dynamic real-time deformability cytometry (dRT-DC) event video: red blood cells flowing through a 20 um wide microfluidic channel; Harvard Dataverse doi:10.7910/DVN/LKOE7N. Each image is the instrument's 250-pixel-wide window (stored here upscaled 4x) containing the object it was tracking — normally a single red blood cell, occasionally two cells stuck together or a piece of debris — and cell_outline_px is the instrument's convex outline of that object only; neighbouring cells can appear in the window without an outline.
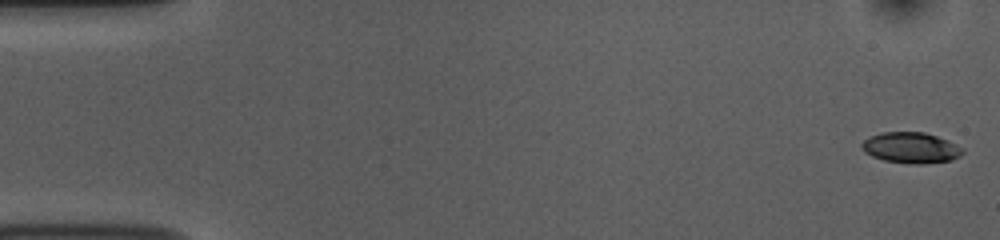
{"species": "common noctule bat (a hibernating species)", "species_latin": "Nyctalus noctula", "temperature_condition": "room temperature", "stored_images_in_passage": 53, "camera_frame_rate_fps": 3000, "um_per_image_px": 0.085, "animal": {"sex": "female", "body_mass_g": 10.0, "forearm_length_mm": 53.1}, "frame": {"image": 1, "passage_image": 1, "time_ms": 0.0, "image_size_px": [1000, 240], "cell_outline_px": [[964, 152], [960, 156], [952, 160], [920, 164], [912, 164], [884, 160], [872, 156], [864, 152], [860, 148], [860, 144], [868, 136], [880, 132], [924, 132], [948, 140], [964, 148]], "centroid_in_image_um": [77.41, 12.55], "position_along_channel_um": 7.6, "area_um2": 18.32}}
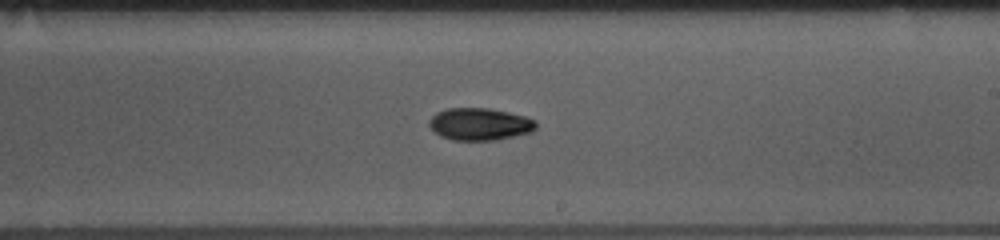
{"frame": {"image": 2, "passage_image": 31, "time_ms": 10.0, "image_size_px": [1000, 240], "cell_outline_px": [[536, 128], [532, 132], [496, 140], [452, 140], [440, 136], [428, 124], [428, 120], [436, 112], [448, 108], [488, 108], [508, 112], [524, 116], [536, 120]], "centroid_in_image_um": [40.77, 10.55], "position_along_channel_um": 248.2, "area_um2": 20.11}}
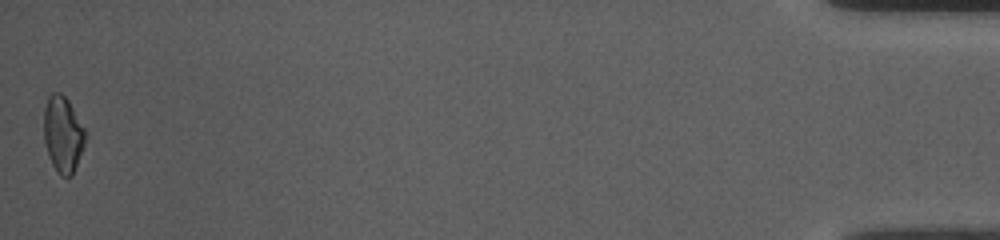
{"frame": {"image": 3, "passage_image": 53, "time_ms": 17.333, "image_size_px": [1000, 240], "cell_outline_px": [[84, 144], [72, 176], [60, 176], [56, 172], [48, 156], [44, 140], [44, 108], [48, 96], [52, 92], [60, 92], [68, 100], [84, 128]], "centroid_in_image_um": [5.31, 11.41], "position_along_channel_um": 429.9, "area_um2": 18.21}, "authors_computed_cell_mechanics": {"area_um2": 18.8428, "velocity_mm_per_s": 3.7633, "shape_relaxation_time_tau1_ms": 5.0399, "shape_relaxation_time_tau2_ms": 6.1065, "deformation_change_tau1": 0.1388, "deformation_change_tau2": 0.1078}}